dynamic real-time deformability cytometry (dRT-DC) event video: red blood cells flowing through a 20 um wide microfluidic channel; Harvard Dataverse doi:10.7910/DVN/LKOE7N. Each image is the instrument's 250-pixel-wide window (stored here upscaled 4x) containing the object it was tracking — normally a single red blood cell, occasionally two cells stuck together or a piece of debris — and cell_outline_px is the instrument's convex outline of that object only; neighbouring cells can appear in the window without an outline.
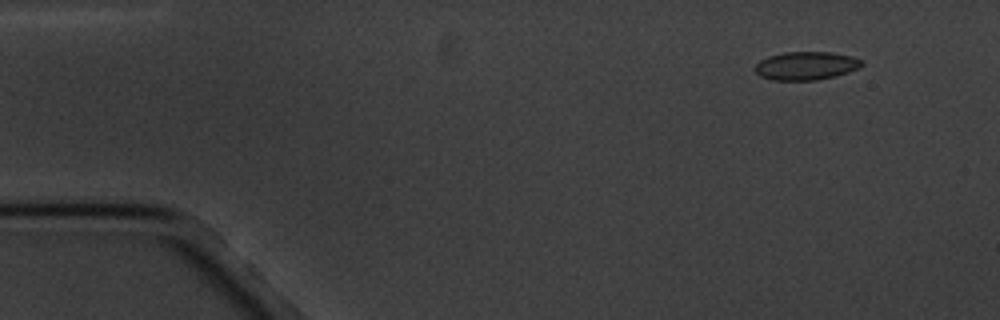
{"species": "common noctule bat (a hibernating species)", "species_latin": "Nyctalus noctula", "temperature_condition": "cold", "stored_images_in_passage": 7, "camera_frame_rate_fps": 3000, "um_per_image_px": 0.085, "animal": {"sex": "male", "body_mass_g": 20.1, "forearm_length_mm": 53.5}, "frame": {"image": 1, "passage_image": 2, "time_ms": 1.333, "image_size_px": [1000, 320], "cell_outline_px": [[864, 64], [860, 68], [836, 76], [816, 80], [772, 80], [760, 76], [756, 72], [756, 64], [760, 60], [768, 56], [784, 52], [832, 52], [852, 56], [864, 60]], "centroid_in_image_um": [68.56, 5.58], "position_along_channel_um": 16.4, "area_um2": 17.74}}
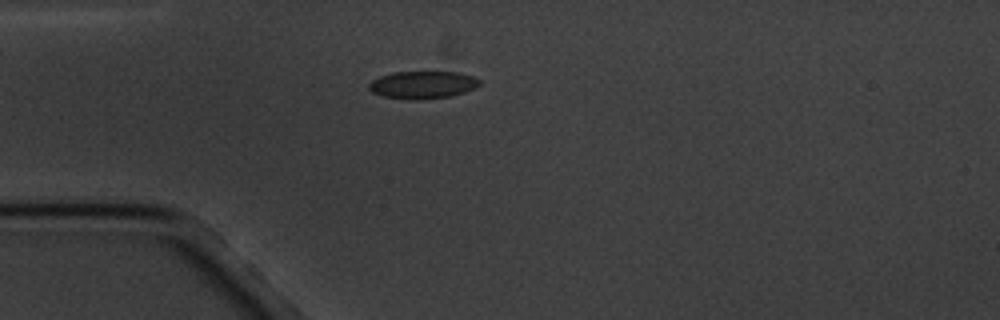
{"frame": {"image": 2, "passage_image": 5, "time_ms": 4.667, "image_size_px": [1000, 320], "cell_outline_px": [[480, 84], [476, 88], [464, 92], [448, 96], [420, 100], [408, 100], [384, 96], [372, 92], [368, 88], [368, 84], [372, 80], [380, 76], [392, 72], [460, 72], [472, 76], [480, 80]], "centroid_in_image_um": [35.91, 7.21], "position_along_channel_um": 49.1, "area_um2": 17.8}}
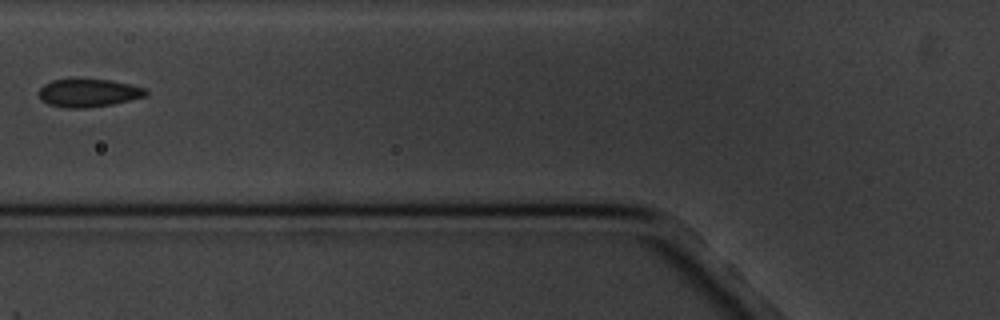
{"frame": {"image": 3, "passage_image": 7, "time_ms": 7.0, "image_size_px": [1000, 320], "cell_outline_px": [[148, 92], [144, 96], [112, 104], [84, 108], [64, 108], [48, 104], [40, 100], [40, 88], [44, 84], [52, 80], [112, 80], [144, 88]], "centroid_in_image_um": [7.48, 7.91], "position_along_channel_um": 118.3, "area_um2": 17.11}}